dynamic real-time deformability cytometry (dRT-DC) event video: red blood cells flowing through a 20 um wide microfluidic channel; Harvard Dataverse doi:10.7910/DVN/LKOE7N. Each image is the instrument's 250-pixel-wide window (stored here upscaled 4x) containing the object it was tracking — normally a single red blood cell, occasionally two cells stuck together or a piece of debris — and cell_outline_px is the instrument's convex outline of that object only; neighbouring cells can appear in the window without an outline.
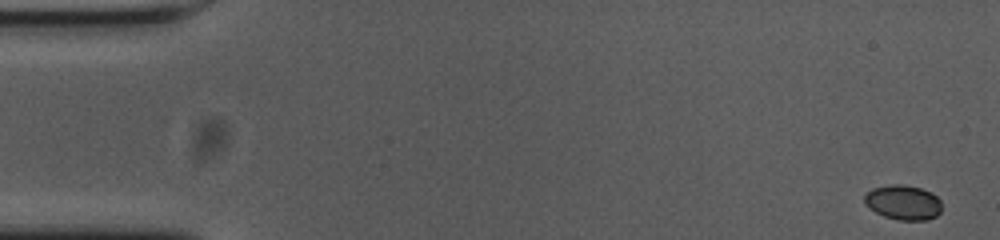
{"species": "common noctule bat (a hibernating species)", "species_latin": "Nyctalus noctula", "temperature_condition": "cold", "stored_images_in_passage": 55, "camera_frame_rate_fps": 3000, "um_per_image_px": 0.085, "animal": {"sex": "female", "body_mass_g": 23.0, "forearm_length_mm": 53.4}, "frame": {"image": 1, "passage_image": 1, "time_ms": 0.0, "image_size_px": [1000, 240], "cell_outline_px": [[940, 212], [936, 216], [924, 220], [896, 220], [884, 216], [876, 212], [864, 204], [864, 196], [872, 188], [892, 184], [904, 184], [920, 188], [932, 192], [940, 200]], "centroid_in_image_um": [76.76, 17.2], "position_along_channel_um": 8.2, "area_um2": 15.66}}
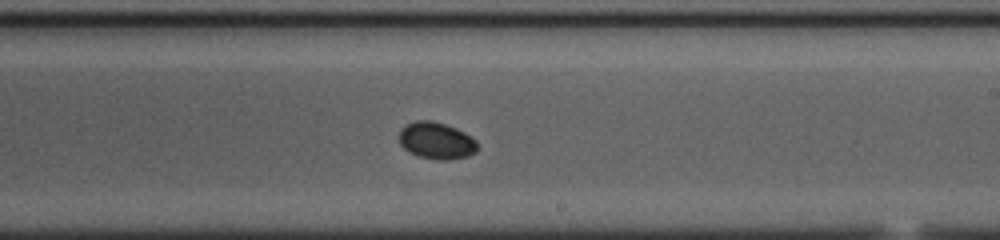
{"frame": {"image": 2, "passage_image": 32, "time_ms": 10.333, "image_size_px": [1000, 240], "cell_outline_px": [[476, 152], [468, 156], [448, 160], [440, 160], [416, 156], [408, 152], [400, 144], [400, 128], [404, 124], [416, 120], [432, 120], [456, 128], [464, 132], [476, 140]], "centroid_in_image_um": [37.06, 11.95], "position_along_channel_um": 251.9, "area_um2": 16.94}}
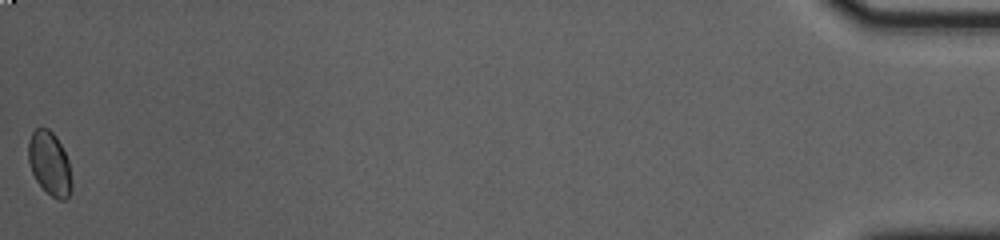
{"frame": {"image": 3, "passage_image": 55, "time_ms": 18.0, "image_size_px": [1000, 240], "cell_outline_px": [[72, 188], [68, 196], [64, 200], [60, 200], [52, 196], [36, 180], [32, 172], [28, 160], [28, 140], [32, 132], [36, 128], [48, 128], [56, 136], [68, 160], [72, 184]], "centroid_in_image_um": [4.21, 13.88], "position_along_channel_um": 431.0, "area_um2": 15.9}, "authors_computed_cell_mechanics": {"area_um2": 16.0684, "velocity_mm_per_s": 3.6632, "shape_relaxation_time_tau1_ms": 4.6583, "shape_relaxation_time_tau2_ms": null, "deformation_change_tau1": 0.0705, "deformation_change_tau2": null}}